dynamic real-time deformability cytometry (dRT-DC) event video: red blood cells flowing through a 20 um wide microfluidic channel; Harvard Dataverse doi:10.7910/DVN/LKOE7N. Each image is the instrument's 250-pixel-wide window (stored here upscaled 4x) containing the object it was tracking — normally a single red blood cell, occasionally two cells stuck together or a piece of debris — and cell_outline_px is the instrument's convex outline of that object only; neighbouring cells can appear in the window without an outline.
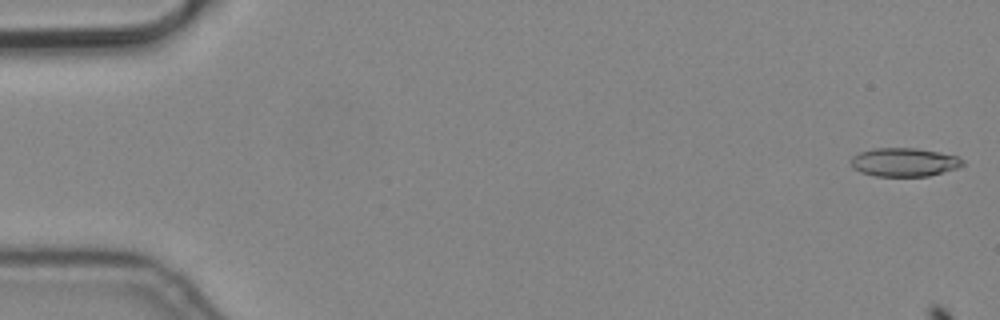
{"species": "common noctule bat (a hibernating species)", "species_latin": "Nyctalus noctula", "temperature_condition": "cold", "stored_images_in_passage": 4, "camera_frame_rate_fps": 3000, "um_per_image_px": 0.085, "animal": {"sex": "male", "body_mass_g": 19.2, "forearm_length_mm": 51.8}, "frame": {"image": 1, "passage_image": 1, "time_ms": 0.0, "image_size_px": [1000, 320], "cell_outline_px": [[964, 164], [956, 168], [928, 176], [876, 176], [860, 172], [852, 168], [848, 160], [852, 156], [860, 152], [872, 148], [916, 148], [940, 152], [956, 156], [964, 160]], "centroid_in_image_um": [76.8, 13.78], "position_along_channel_um": 8.2, "area_um2": 18.73}}